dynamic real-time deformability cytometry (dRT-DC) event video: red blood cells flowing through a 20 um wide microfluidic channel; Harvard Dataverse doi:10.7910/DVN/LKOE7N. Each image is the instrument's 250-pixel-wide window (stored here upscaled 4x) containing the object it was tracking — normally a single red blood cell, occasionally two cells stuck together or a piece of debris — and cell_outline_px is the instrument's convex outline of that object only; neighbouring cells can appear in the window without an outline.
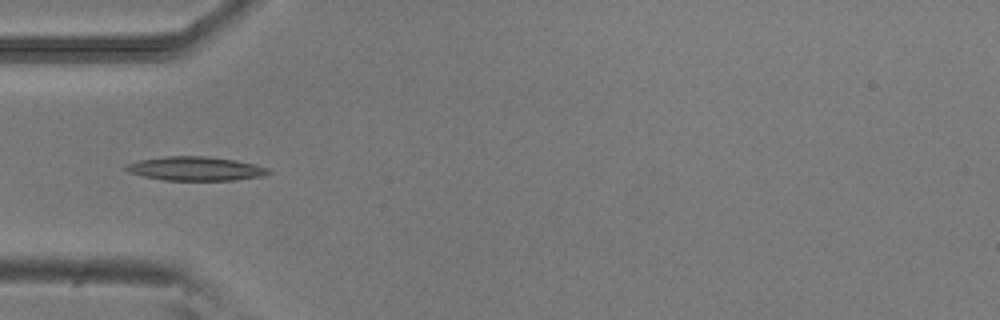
{"species": "common noctule bat (a hibernating species)", "species_latin": "Nyctalus noctula", "temperature_condition": "room temperature", "stored_images_in_passage": 4, "camera_frame_rate_fps": 3000, "um_per_image_px": 0.085, "animal": {"sex": "male", "body_mass_g": 20.5, "forearm_length_mm": 52.5}, "frame": {"image": 1, "passage_image": 1, "time_ms": 0.0, "image_size_px": [1000, 320], "cell_outline_px": [[272, 172], [264, 176], [236, 180], [164, 180], [144, 176], [128, 172], [124, 168], [128, 164], [140, 160], [164, 156], [204, 156], [236, 160], [256, 164], [268, 168]], "centroid_in_image_um": [16.67, 14.33], "position_along_channel_um": 68.3, "area_um2": 19.88}}
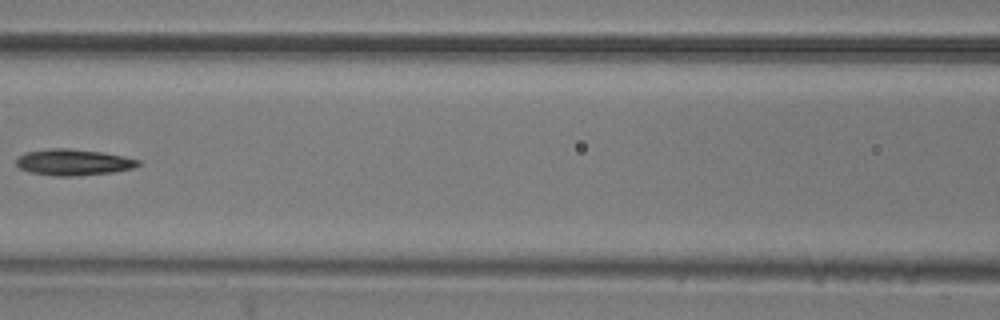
{"frame": {"image": 2, "passage_image": 3, "time_ms": 0.667, "image_size_px": [1000, 320], "cell_outline_px": [[140, 164], [132, 168], [112, 172], [76, 176], [52, 176], [28, 172], [20, 168], [16, 164], [16, 160], [24, 152], [48, 148], [68, 148], [100, 152], [124, 156], [140, 160]], "centroid_in_image_um": [6.2, 13.79], "position_along_channel_um": 160.4, "area_um2": 18.67}}
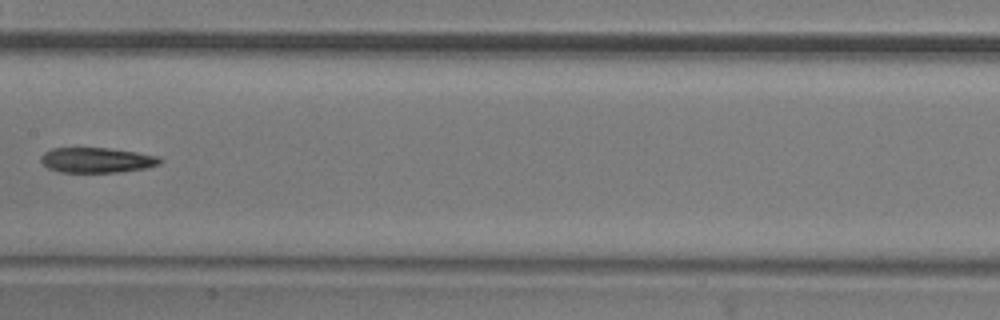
{"frame": {"image": 3, "passage_image": 4, "time_ms": 1.0, "image_size_px": [1000, 320], "cell_outline_px": [[164, 160], [160, 164], [148, 168], [120, 172], [60, 172], [48, 168], [40, 160], [40, 156], [44, 152], [52, 148], [108, 148], [136, 152], [160, 156]], "centroid_in_image_um": [8.27, 13.61], "position_along_channel_um": 199.1, "area_um2": 17.63}}